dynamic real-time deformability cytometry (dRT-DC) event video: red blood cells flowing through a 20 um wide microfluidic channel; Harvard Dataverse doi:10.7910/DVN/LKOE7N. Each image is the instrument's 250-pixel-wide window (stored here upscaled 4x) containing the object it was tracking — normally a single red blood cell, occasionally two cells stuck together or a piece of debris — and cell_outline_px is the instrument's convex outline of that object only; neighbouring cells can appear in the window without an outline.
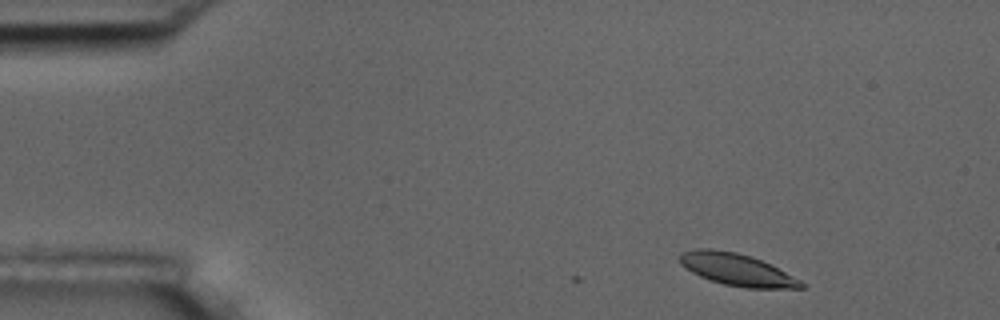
{"species": "common noctule bat (a hibernating species)", "species_latin": "Nyctalus noctula", "temperature_condition": "room temperature", "stored_images_in_passage": 3, "camera_frame_rate_fps": 3000, "um_per_image_px": 0.085, "animal": {"sex": "male", "body_mass_g": 17.5, "forearm_length_mm": 52.3}, "frame": {"image": 1, "passage_image": 1, "time_ms": 0.0, "image_size_px": [1000, 320], "cell_outline_px": [[804, 288], [744, 288], [724, 284], [700, 276], [692, 272], [680, 264], [676, 256], [680, 252], [696, 248], [708, 248], [736, 252], [752, 256], [800, 280], [804, 284]], "centroid_in_image_um": [62.55, 22.9], "position_along_channel_um": 22.5, "area_um2": 22.54}}